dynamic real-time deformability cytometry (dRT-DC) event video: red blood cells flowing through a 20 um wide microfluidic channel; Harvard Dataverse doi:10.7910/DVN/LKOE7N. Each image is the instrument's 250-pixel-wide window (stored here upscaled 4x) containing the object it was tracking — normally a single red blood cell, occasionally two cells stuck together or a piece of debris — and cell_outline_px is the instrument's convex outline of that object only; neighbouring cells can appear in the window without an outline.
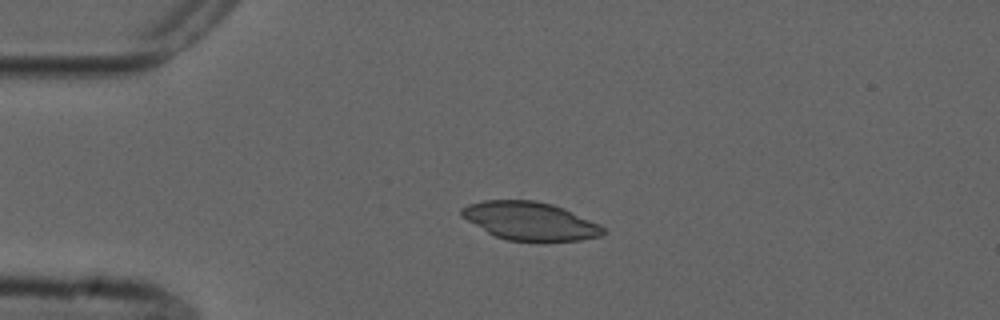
{"species": "common noctule bat (a hibernating species)", "species_latin": "Nyctalus noctula", "temperature_condition": "cold", "stored_images_in_passage": 18, "camera_frame_rate_fps": 3000, "um_per_image_px": 0.085, "animal": {"sex": "male", "forearm_length_mm": 52.5}, "frame": {"image": 1, "passage_image": 12, "time_ms": 3.667, "image_size_px": [1000, 320], "cell_outline_px": [[608, 232], [600, 236], [580, 240], [508, 240], [496, 236], [488, 232], [460, 216], [460, 208], [468, 204], [484, 200], [536, 200], [552, 204], [564, 208], [600, 224]], "centroid_in_image_um": [45.06, 18.76], "position_along_channel_um": 39.9, "area_um2": 31.27}}